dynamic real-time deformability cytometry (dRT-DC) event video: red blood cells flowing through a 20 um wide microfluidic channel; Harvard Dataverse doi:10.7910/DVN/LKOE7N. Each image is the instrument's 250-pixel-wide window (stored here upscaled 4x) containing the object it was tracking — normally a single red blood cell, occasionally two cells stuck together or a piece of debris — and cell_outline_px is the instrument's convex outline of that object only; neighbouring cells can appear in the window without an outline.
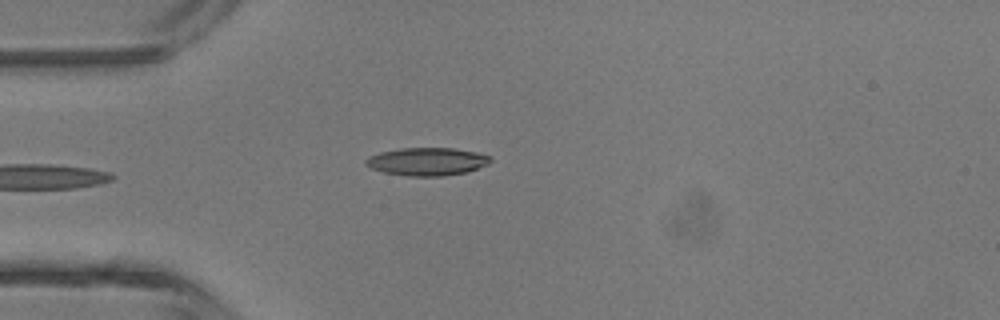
{"species": "common noctule bat (a hibernating species)", "species_latin": "Nyctalus noctula", "temperature_condition": "room temperature", "stored_images_in_passage": 4, "camera_frame_rate_fps": 3000, "um_per_image_px": 0.085, "animal": {"sex": "male", "body_mass_g": 13.3}, "frame": {"image": 1, "passage_image": 4, "time_ms": 3.667, "image_size_px": [1000, 320], "cell_outline_px": [[492, 160], [488, 164], [468, 172], [440, 176], [408, 176], [384, 172], [372, 168], [364, 164], [364, 160], [368, 156], [380, 152], [400, 148], [452, 148], [476, 152], [492, 156]], "centroid_in_image_um": [36.3, 13.73], "position_along_channel_um": 48.7, "area_um2": 20.35}}